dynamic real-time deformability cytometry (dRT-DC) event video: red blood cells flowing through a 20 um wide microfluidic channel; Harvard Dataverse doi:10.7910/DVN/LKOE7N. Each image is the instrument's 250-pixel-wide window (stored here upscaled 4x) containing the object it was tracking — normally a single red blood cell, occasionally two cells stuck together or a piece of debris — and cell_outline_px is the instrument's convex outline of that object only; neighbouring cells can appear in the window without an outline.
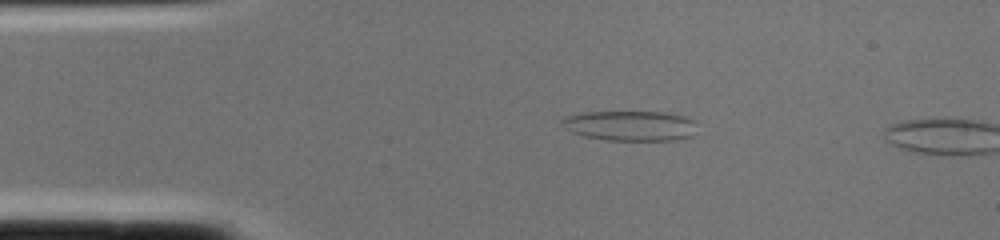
{"species": "common noctule bat (a hibernating species)", "species_latin": "Nyctalus noctula", "temperature_condition": "cold", "stored_images_in_passage": 2, "camera_frame_rate_fps": 3000, "um_per_image_px": 0.085, "animal": {"sex": "female", "body_mass_g": 22.0, "forearm_length_mm": 56.7}, "frame": {"image": 1, "passage_image": 1, "time_ms": 0.0, "image_size_px": [1000, 240], "cell_outline_px": [[696, 120], [692, 136], [672, 140], [604, 140], [584, 136], [572, 132], [564, 128], [560, 124], [560, 120], [568, 116], [584, 112], [664, 112], [684, 116]], "centroid_in_image_um": [53.55, 10.68], "position_along_channel_um": 31.5, "area_um2": 23.7}}